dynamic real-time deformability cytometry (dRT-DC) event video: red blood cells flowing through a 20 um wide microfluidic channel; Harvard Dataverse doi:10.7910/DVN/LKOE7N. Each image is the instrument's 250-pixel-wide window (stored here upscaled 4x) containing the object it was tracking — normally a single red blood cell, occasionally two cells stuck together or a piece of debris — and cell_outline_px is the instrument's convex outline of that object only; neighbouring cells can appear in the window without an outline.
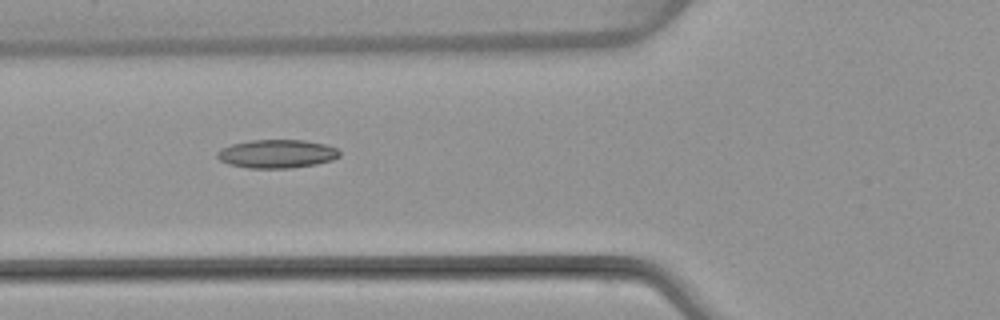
{"species": "common noctule bat (a hibernating species)", "species_latin": "Nyctalus noctula", "temperature_condition": "warm", "stored_images_in_passage": 4, "camera_frame_rate_fps": 3000, "um_per_image_px": 0.085, "animal": {"sex": "female", "body_mass_g": 22.7, "forearm_length_mm": 54.2}, "frame": {"image": 1, "passage_image": 3, "time_ms": 2.333, "image_size_px": [1000, 320], "cell_outline_px": [[340, 156], [332, 160], [316, 164], [292, 168], [248, 168], [228, 164], [220, 160], [216, 156], [216, 152], [220, 148], [232, 144], [248, 140], [304, 140], [324, 144], [336, 148], [340, 152]], "centroid_in_image_um": [23.51, 13.07], "position_along_channel_um": 102.3, "area_um2": 20.4}}
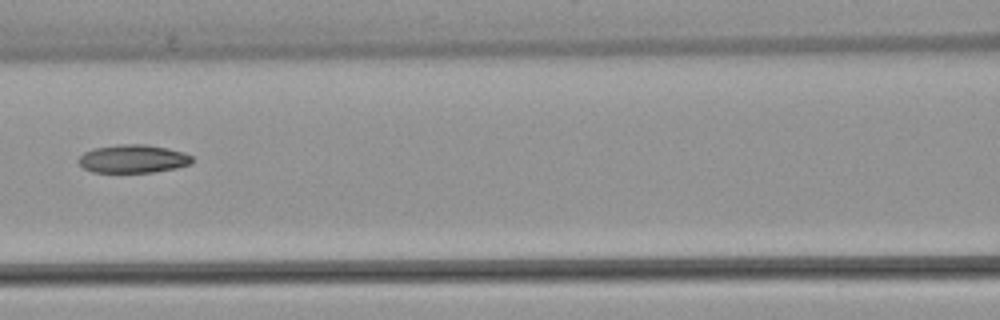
{"frame": {"image": 2, "passage_image": 4, "time_ms": 3.667, "image_size_px": [1000, 320], "cell_outline_px": [[192, 164], [176, 168], [152, 172], [92, 172], [84, 168], [76, 160], [84, 152], [96, 148], [120, 144], [144, 144], [168, 148], [184, 152], [192, 156]], "centroid_in_image_um": [11.32, 13.5], "position_along_channel_um": 155.3, "area_um2": 18.67}}